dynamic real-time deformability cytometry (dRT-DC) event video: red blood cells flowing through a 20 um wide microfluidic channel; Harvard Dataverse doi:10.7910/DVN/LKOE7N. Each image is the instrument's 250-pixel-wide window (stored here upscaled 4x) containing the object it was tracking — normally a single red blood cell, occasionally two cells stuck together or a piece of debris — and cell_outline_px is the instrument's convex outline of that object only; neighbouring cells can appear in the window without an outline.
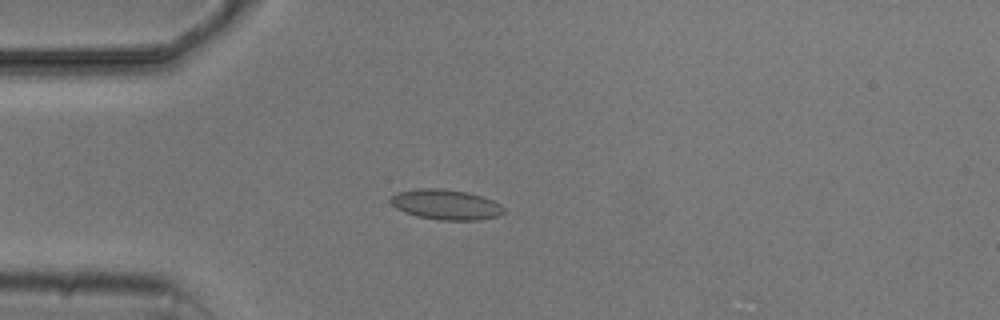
{"species": "common noctule bat (a hibernating species)", "species_latin": "Nyctalus noctula", "temperature_condition": "cold", "stored_images_in_passage": 6, "camera_frame_rate_fps": 3000, "um_per_image_px": 0.085, "animal": {"sex": "male", "body_mass_g": 20.5, "forearm_length_mm": 52.5}, "frame": {"image": 1, "passage_image": 4, "time_ms": 3.667, "image_size_px": [1000, 320], "cell_outline_px": [[504, 212], [500, 216], [480, 220], [440, 220], [416, 216], [404, 212], [396, 208], [388, 200], [396, 192], [420, 188], [440, 188], [468, 192], [492, 200], [500, 204], [504, 208]], "centroid_in_image_um": [37.89, 17.39], "position_along_channel_um": 47.1, "area_um2": 20.06}}
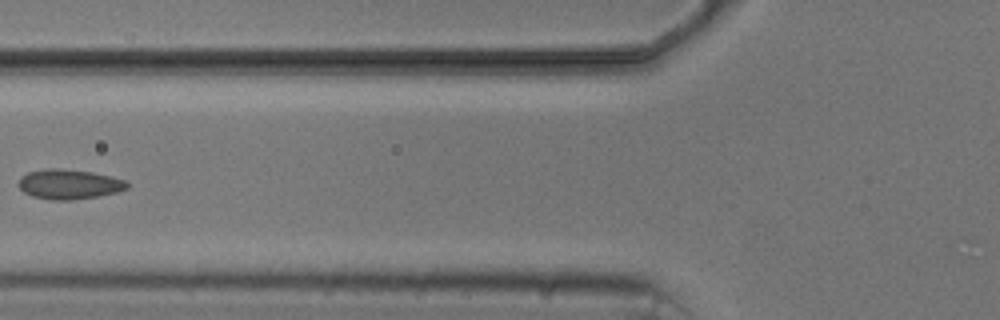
{"frame": {"image": 2, "passage_image": 6, "time_ms": 6.0, "image_size_px": [1000, 320], "cell_outline_px": [[128, 188], [116, 192], [100, 196], [72, 200], [52, 200], [32, 196], [24, 192], [20, 188], [20, 176], [28, 172], [48, 168], [56, 168], [92, 172], [112, 176], [128, 180]], "centroid_in_image_um": [5.91, 15.66], "position_along_channel_um": 119.9, "area_um2": 18.9}}